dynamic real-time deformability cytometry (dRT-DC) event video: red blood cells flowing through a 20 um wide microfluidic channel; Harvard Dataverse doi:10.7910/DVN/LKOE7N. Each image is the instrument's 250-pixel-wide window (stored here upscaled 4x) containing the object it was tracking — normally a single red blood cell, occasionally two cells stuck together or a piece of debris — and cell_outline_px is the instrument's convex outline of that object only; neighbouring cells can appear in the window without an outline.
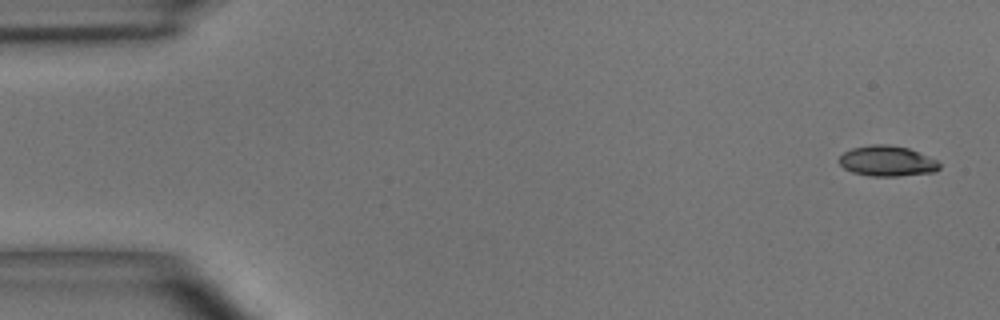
{"species": "common noctule bat (a hibernating species)", "species_latin": "Nyctalus noctula", "temperature_condition": "room temperature", "stored_images_in_passage": 5, "camera_frame_rate_fps": 3000, "um_per_image_px": 0.085, "animal": {"sex": "male", "body_mass_g": 15.6}, "frame": {"image": 1, "passage_image": 1, "time_ms": 0.0, "image_size_px": [1000, 320], "cell_outline_px": [[940, 168], [936, 172], [896, 176], [872, 176], [852, 172], [844, 168], [840, 164], [840, 156], [844, 152], [852, 148], [872, 144], [884, 144], [908, 148], [936, 160], [940, 164]], "centroid_in_image_um": [75.41, 13.69], "position_along_channel_um": 9.6, "area_um2": 17.63}}
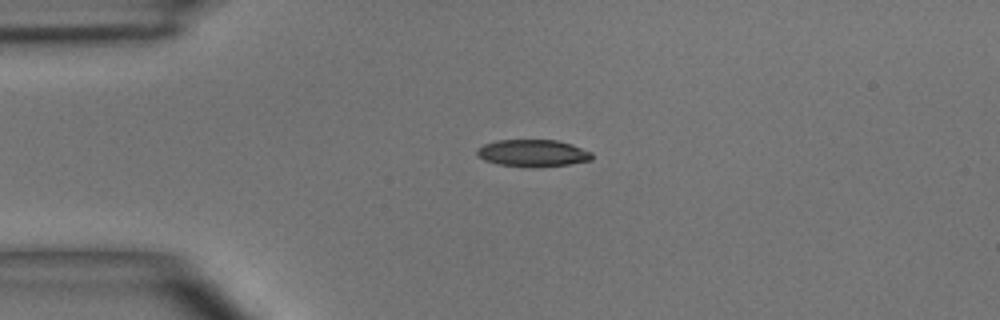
{"frame": {"image": 2, "passage_image": 4, "time_ms": 3.333, "image_size_px": [1000, 320], "cell_outline_px": [[592, 160], [568, 164], [500, 164], [484, 160], [476, 156], [476, 148], [484, 144], [496, 140], [556, 140], [572, 144], [592, 152]], "centroid_in_image_um": [45.26, 12.95], "position_along_channel_um": 39.7, "area_um2": 17.28}}